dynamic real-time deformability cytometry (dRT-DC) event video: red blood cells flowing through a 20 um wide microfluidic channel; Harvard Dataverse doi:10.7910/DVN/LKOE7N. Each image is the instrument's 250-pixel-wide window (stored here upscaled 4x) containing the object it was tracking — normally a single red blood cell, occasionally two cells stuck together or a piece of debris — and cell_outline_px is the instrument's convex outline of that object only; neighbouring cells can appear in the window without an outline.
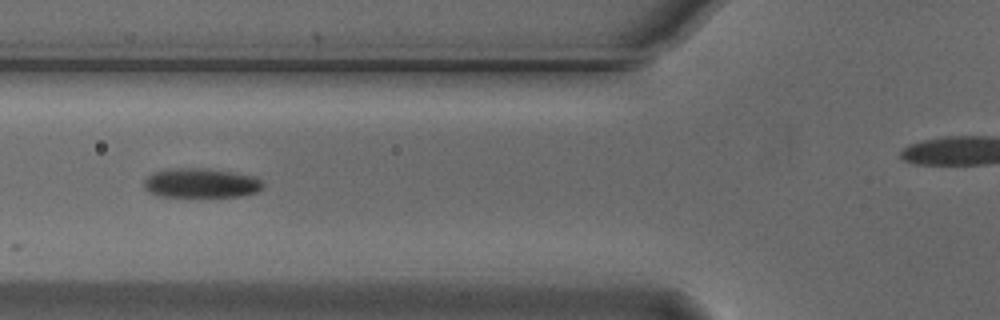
{"species": "Egyptian fruit bat (a non-hibernating species)", "species_latin": "Rousettus aegyptiacus", "temperature_condition": "cold", "stored_images_in_passage": 5, "camera_frame_rate_fps": 3000, "um_per_image_px": 0.085, "animal": {"sex": "male"}, "frame": {"image": 1, "passage_image": 3, "time_ms": 0.667, "image_size_px": [1000, 320], "cell_outline_px": [[264, 184], [256, 192], [240, 196], [156, 196], [148, 192], [144, 188], [144, 180], [152, 172], [176, 168], [204, 168], [232, 172], [256, 176]], "centroid_in_image_um": [17.05, 15.55], "position_along_channel_um": 108.7, "area_um2": 20.35}}
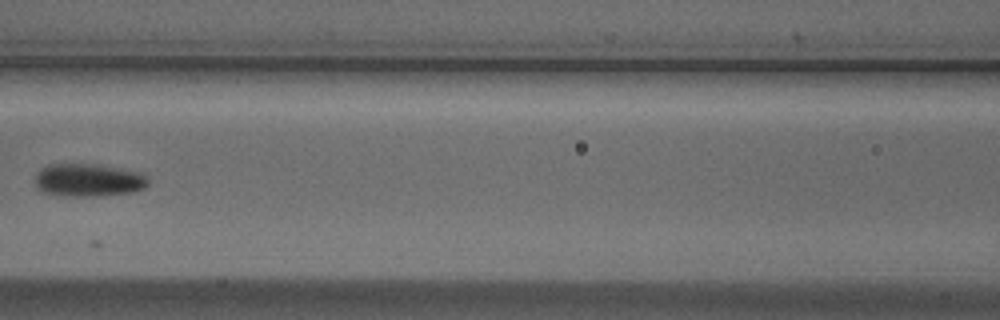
{"frame": {"image": 2, "passage_image": 4, "time_ms": 1.0, "image_size_px": [1000, 320], "cell_outline_px": [[148, 184], [144, 188], [132, 192], [100, 196], [64, 196], [40, 192], [36, 188], [36, 172], [40, 168], [48, 164], [96, 164], [144, 172], [148, 176]], "centroid_in_image_um": [7.52, 15.31], "position_along_channel_um": 159.1, "area_um2": 22.14}}